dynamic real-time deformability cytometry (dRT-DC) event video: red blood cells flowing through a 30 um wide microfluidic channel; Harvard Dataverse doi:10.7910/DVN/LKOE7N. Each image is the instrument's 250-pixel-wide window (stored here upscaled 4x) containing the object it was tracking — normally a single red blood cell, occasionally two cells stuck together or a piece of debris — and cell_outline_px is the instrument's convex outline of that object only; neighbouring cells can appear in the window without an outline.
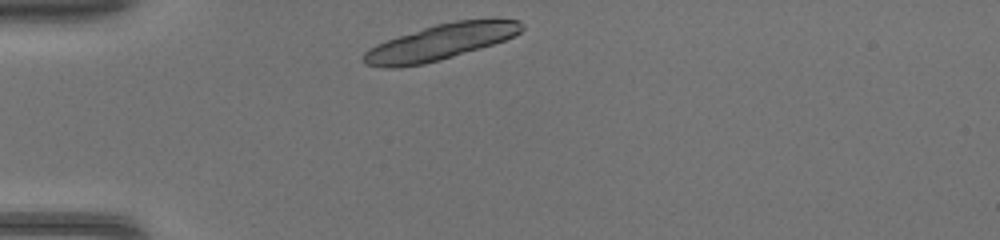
{"species": "common noctule bat (a hibernating species)", "species_latin": "Nyctalus noctula", "temperature_condition": "warm", "stored_images_in_passage": 31, "camera_frame_rate_fps": 3000, "um_per_image_px": 0.085, "animal": {"sex": "female", "body_mass_g": 17.0, "forearm_length_mm": 48.0}, "frame": {"image": 1, "passage_image": 1, "time_ms": 0.0, "image_size_px": [1000, 240], "cell_outline_px": [[524, 28], [520, 32], [504, 40], [492, 44], [452, 56], [424, 64], [392, 68], [388, 68], [364, 64], [364, 52], [376, 44], [436, 24], [456, 20], [520, 20], [524, 24]], "centroid_in_image_um": [37.41, 3.59], "position_along_channel_um": 47.6, "area_um2": 31.96}}